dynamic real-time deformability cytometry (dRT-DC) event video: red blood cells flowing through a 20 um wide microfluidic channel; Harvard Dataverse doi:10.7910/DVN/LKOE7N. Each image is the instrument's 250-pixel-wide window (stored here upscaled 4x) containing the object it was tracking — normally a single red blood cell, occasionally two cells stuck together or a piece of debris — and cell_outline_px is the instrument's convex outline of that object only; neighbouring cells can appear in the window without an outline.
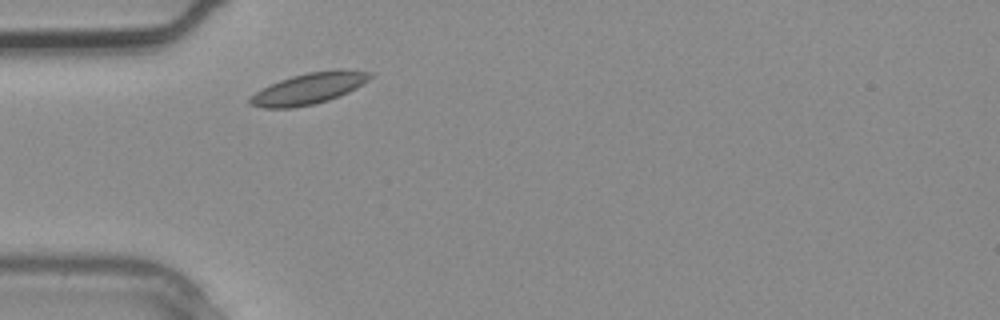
{"species": "common noctule bat (a hibernating species)", "species_latin": "Nyctalus noctula", "temperature_condition": "warm", "stored_images_in_passage": 1, "camera_frame_rate_fps": 3000, "um_per_image_px": 0.085, "animal": {"sex": "male", "body_mass_g": 20.4}, "frame": {"image": 1, "passage_image": 1, "time_ms": 0.0, "image_size_px": [1000, 320], "cell_outline_px": [[372, 76], [368, 80], [356, 88], [348, 92], [328, 100], [312, 104], [292, 108], [264, 108], [248, 104], [248, 100], [260, 88], [280, 80], [292, 76], [308, 72], [340, 68], [344, 68], [372, 72]], "centroid_in_image_um": [26.26, 7.5], "position_along_channel_um": 58.7, "area_um2": 21.91}}